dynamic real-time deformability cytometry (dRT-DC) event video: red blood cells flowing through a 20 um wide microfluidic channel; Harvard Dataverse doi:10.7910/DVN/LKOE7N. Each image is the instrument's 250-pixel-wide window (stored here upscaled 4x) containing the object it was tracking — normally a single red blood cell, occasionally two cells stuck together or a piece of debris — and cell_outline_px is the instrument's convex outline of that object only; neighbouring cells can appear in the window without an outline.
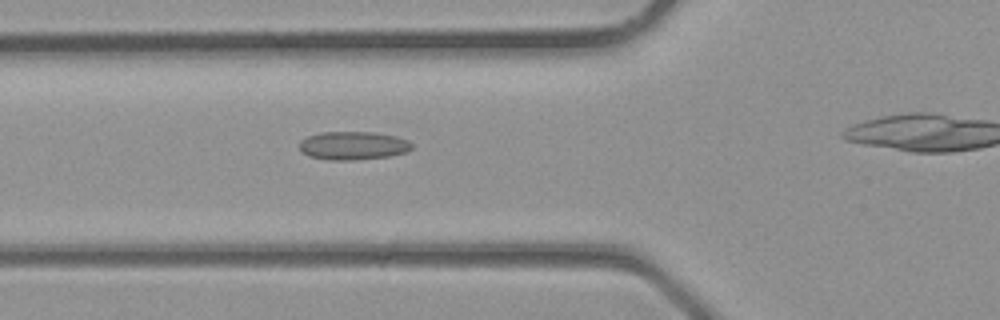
{"species": "common noctule bat (a hibernating species)", "species_latin": "Nyctalus noctula", "temperature_condition": "room temperature", "stored_images_in_passage": 5, "camera_frame_rate_fps": 3000, "um_per_image_px": 0.085, "animal": {"sex": "male", "body_mass_g": 23.1, "forearm_length_mm": 52.7}, "frame": {"image": 1, "passage_image": 4, "time_ms": 1.0, "image_size_px": [1000, 320], "cell_outline_px": [[412, 148], [408, 152], [388, 156], [356, 160], [328, 160], [308, 156], [300, 148], [300, 140], [308, 136], [320, 132], [376, 132], [396, 136], [408, 140], [412, 144]], "centroid_in_image_um": [30.03, 12.37], "position_along_channel_um": 95.8, "area_um2": 18.67}}